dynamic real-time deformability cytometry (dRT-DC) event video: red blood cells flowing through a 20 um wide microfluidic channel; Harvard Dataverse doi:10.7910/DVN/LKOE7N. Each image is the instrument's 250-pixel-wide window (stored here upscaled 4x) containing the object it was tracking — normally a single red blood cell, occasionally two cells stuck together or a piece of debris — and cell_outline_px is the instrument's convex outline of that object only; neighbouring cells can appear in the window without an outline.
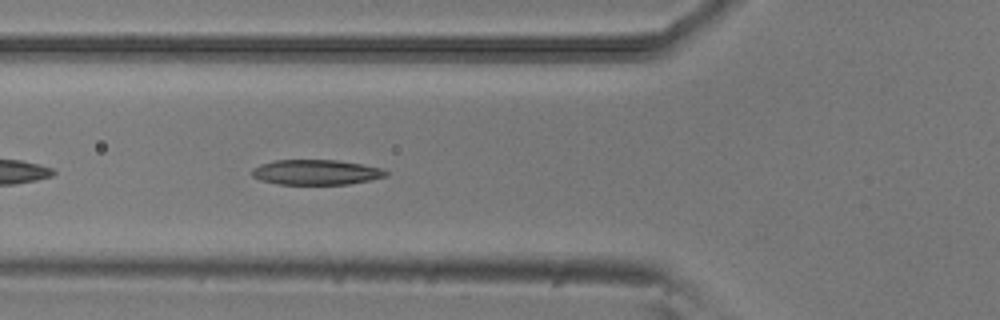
{"species": "common noctule bat (a hibernating species)", "species_latin": "Nyctalus noctula", "temperature_condition": "room temperature", "stored_images_in_passage": 33, "camera_frame_rate_fps": 3000, "um_per_image_px": 0.085, "animal": {"sex": "male", "body_mass_g": 20.5, "forearm_length_mm": 52.5}, "frame": {"image": 1, "passage_image": 5, "time_ms": 1.333, "image_size_px": [1000, 320], "cell_outline_px": [[388, 176], [348, 184], [276, 184], [260, 180], [252, 176], [252, 168], [260, 164], [276, 160], [336, 160], [360, 164], [380, 168], [388, 172]], "centroid_in_image_um": [26.83, 14.64], "position_along_channel_um": 99.0, "area_um2": 19.48}}
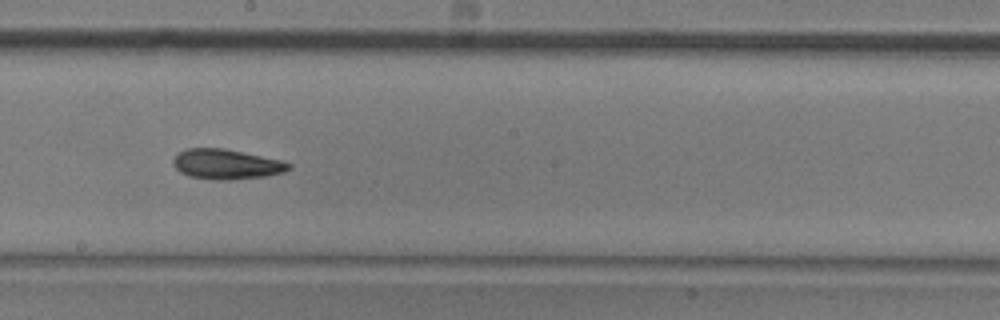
{"frame": {"image": 2, "passage_image": 15, "time_ms": 4.667, "image_size_px": [1000, 320], "cell_outline_px": [[292, 168], [284, 172], [264, 176], [228, 180], [216, 180], [188, 176], [180, 172], [172, 164], [172, 160], [180, 152], [188, 148], [224, 148], [284, 160], [292, 164]], "centroid_in_image_um": [19.27, 13.95], "position_along_channel_um": 228.9, "area_um2": 20.35}}
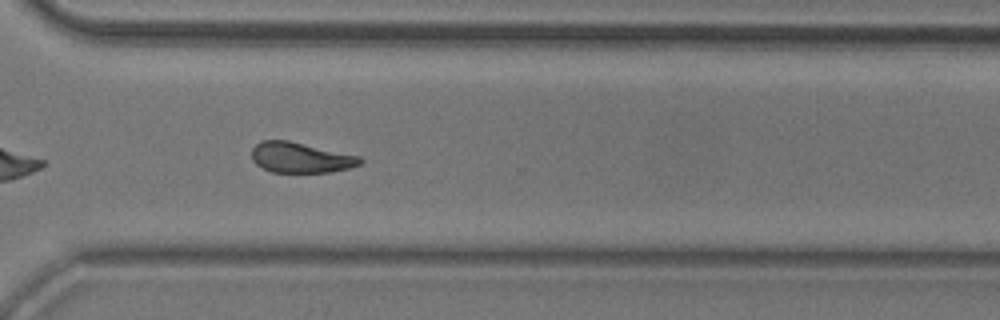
{"frame": {"image": 3, "passage_image": 24, "time_ms": 7.667, "image_size_px": [1000, 320], "cell_outline_px": [[364, 160], [360, 164], [348, 168], [328, 172], [272, 172], [256, 164], [252, 160], [252, 148], [260, 140], [288, 140], [360, 156]], "centroid_in_image_um": [25.54, 13.38], "position_along_channel_um": 345.1, "area_um2": 19.13}, "authors_computed_cell_mechanics": {"area_um2": 19.4786, "velocity_mm_per_s": 3.8871, "shape_relaxation_time_tau1_ms": 5.5034, "shape_relaxation_time_tau2_ms": 3.9023, "deformation_change_tau1": 0.1627, "deformation_change_tau2": 0.1089}}